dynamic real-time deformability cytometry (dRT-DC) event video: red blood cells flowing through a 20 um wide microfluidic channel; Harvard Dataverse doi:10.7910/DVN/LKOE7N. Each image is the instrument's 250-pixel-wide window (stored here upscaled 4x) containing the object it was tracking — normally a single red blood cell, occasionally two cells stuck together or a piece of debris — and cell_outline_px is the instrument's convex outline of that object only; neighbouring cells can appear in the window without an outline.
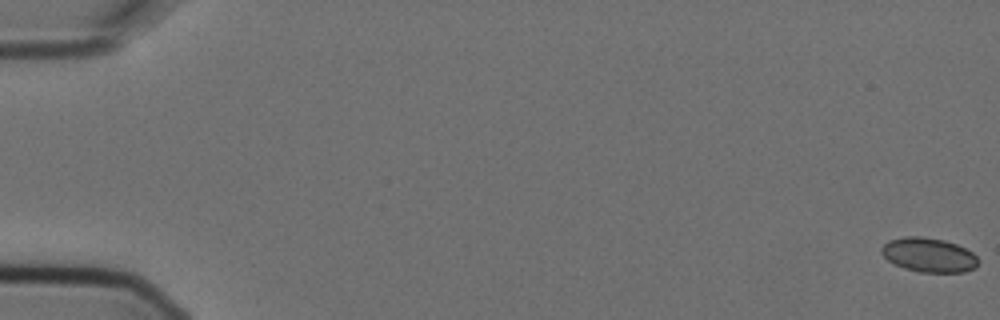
{"species": "Egyptian fruit bat (a non-hibernating species)", "species_latin": "Rousettus aegyptiacus", "temperature_condition": "cold", "stored_images_in_passage": 6, "camera_frame_rate_fps": 3000, "um_per_image_px": 0.085, "animal": {"sex": "female"}, "frame": {"image": 1, "passage_image": 1, "time_ms": 0.0, "image_size_px": [1000, 320], "cell_outline_px": [[980, 260], [976, 268], [964, 272], [920, 272], [904, 268], [888, 260], [880, 252], [880, 248], [888, 240], [904, 236], [924, 236], [944, 240], [956, 244], [972, 252]], "centroid_in_image_um": [78.95, 21.66], "position_along_channel_um": 6.0, "area_um2": 19.48}}
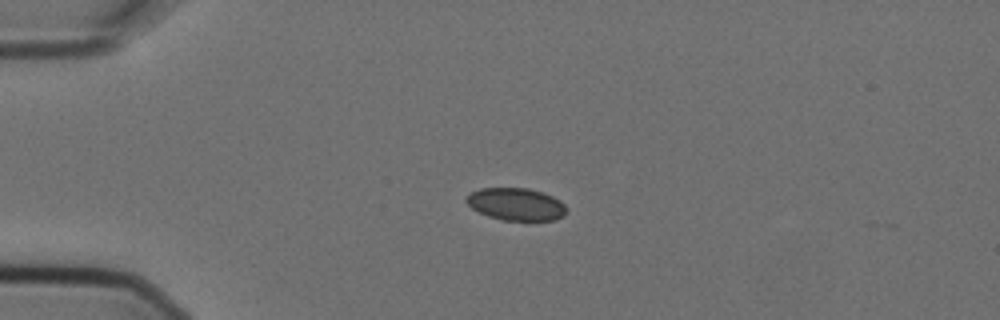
{"frame": {"image": 2, "passage_image": 5, "time_ms": 1.333, "image_size_px": [1000, 320], "cell_outline_px": [[568, 208], [564, 216], [556, 220], [504, 220], [488, 216], [472, 208], [464, 200], [472, 192], [480, 188], [528, 188], [544, 192], [560, 200]], "centroid_in_image_um": [43.91, 17.35], "position_along_channel_um": 41.1, "area_um2": 18.96}}